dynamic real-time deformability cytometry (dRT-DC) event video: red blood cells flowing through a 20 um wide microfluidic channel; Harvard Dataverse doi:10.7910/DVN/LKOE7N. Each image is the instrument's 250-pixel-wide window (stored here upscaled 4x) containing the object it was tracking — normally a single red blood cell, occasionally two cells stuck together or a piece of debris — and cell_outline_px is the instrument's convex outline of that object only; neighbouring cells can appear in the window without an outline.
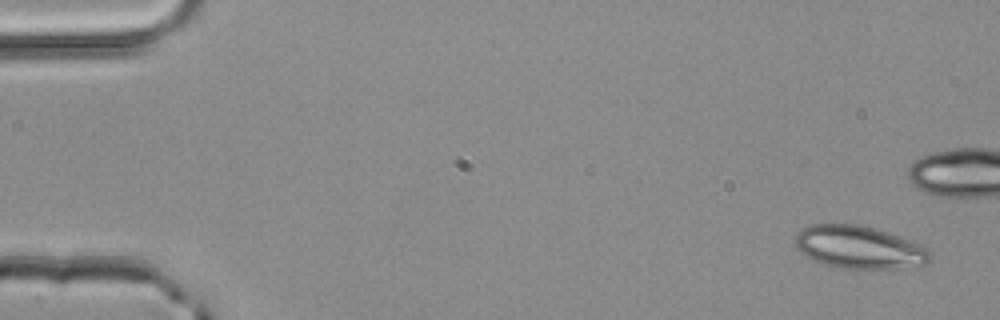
{"species": "common noctule bat (a hibernating species)", "species_latin": "Nyctalus noctula", "temperature_condition": "room temperature", "stored_images_in_passage": 4, "camera_frame_rate_fps": 3000, "um_per_image_px": 0.085, "animal": {"sex": "male", "body_mass_g": 20.4}, "frame": {"image": 1, "passage_image": 1, "time_ms": 0.0, "image_size_px": [1000, 320], "cell_outline_px": [[932, 252], [928, 260], [924, 264], [896, 268], [844, 268], [824, 264], [812, 260], [804, 256], [796, 248], [796, 236], [804, 228], [812, 224], [860, 224], [876, 228], [888, 232], [920, 244], [928, 248]], "centroid_in_image_um": [73.02, 21.01], "position_along_channel_um": 12.0, "area_um2": 33.41}}